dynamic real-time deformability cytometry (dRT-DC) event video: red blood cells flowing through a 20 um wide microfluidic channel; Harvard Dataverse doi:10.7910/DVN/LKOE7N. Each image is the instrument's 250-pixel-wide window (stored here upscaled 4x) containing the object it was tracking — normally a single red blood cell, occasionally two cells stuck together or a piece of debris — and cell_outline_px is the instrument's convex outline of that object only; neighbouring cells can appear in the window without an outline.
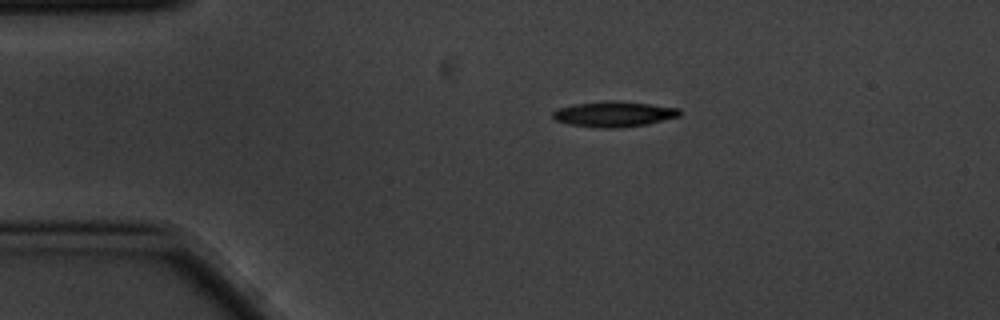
{"species": "common noctule bat (a hibernating species)", "species_latin": "Nyctalus noctula", "temperature_condition": "cold", "stored_images_in_passage": 6, "camera_frame_rate_fps": 3000, "um_per_image_px": 0.085, "animal": {"sex": "male", "body_mass_g": 20.1, "forearm_length_mm": 53.5}, "frame": {"image": 1, "passage_image": 6, "time_ms": 1.667, "image_size_px": [1000, 320], "cell_outline_px": [[680, 116], [648, 124], [620, 128], [600, 128], [568, 124], [556, 120], [552, 116], [552, 112], [556, 108], [576, 104], [608, 100], [612, 100], [648, 104], [680, 108]], "centroid_in_image_um": [52.17, 9.7], "position_along_channel_um": 32.8, "area_um2": 18.84}}